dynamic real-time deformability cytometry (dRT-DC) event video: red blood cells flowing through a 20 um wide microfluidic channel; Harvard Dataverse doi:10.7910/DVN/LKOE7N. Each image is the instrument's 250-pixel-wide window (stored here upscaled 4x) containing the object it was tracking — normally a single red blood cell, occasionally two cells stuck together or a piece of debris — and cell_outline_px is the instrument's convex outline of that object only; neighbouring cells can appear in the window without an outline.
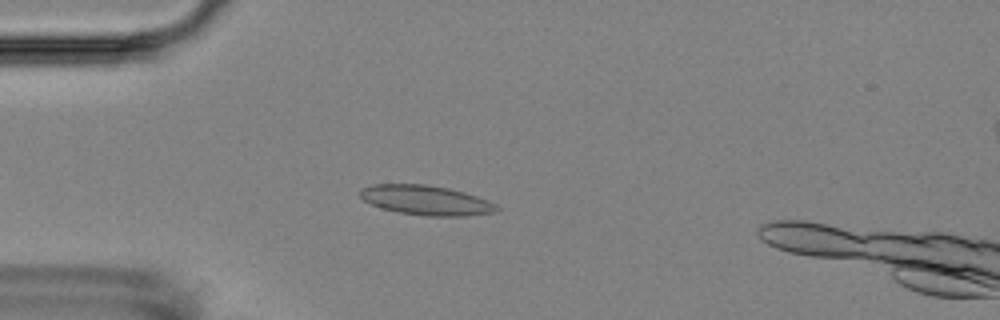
{"species": "Egyptian fruit bat (a non-hibernating species)", "species_latin": "Rousettus aegyptiacus", "temperature_condition": "room temperature", "stored_images_in_passage": 8, "camera_frame_rate_fps": 3000, "um_per_image_px": 0.085, "animal": {"sex": "female"}, "frame": {"image": 1, "passage_image": 5, "time_ms": 4.667, "image_size_px": [1000, 320], "cell_outline_px": [[500, 208], [496, 212], [464, 216], [424, 216], [396, 212], [372, 204], [364, 200], [356, 192], [360, 188], [372, 184], [428, 184], [448, 188], [464, 192], [476, 196], [496, 204]], "centroid_in_image_um": [36.18, 17.01], "position_along_channel_um": 48.8, "area_um2": 23.76}}